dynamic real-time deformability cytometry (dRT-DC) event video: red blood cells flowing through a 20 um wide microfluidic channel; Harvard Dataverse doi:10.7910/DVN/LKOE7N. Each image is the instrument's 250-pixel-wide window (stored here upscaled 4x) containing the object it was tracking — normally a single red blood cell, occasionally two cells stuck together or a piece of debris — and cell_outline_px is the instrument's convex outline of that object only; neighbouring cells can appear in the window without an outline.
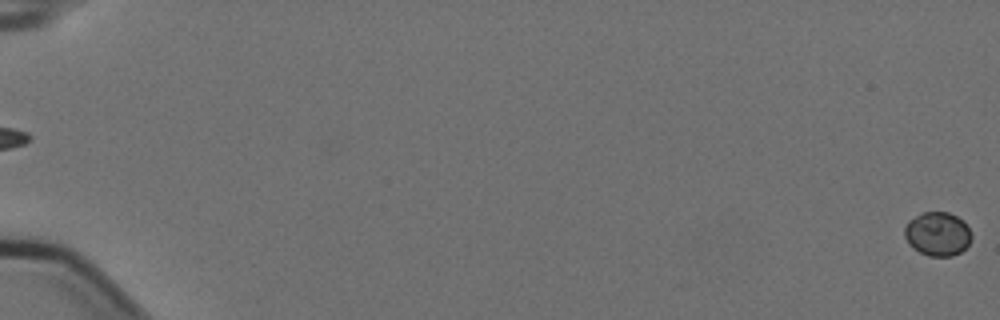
{"species": "Egyptian fruit bat (a non-hibernating species)", "species_latin": "Rousettus aegyptiacus", "temperature_condition": "cold", "stored_images_in_passage": 4, "segment_of_instrument_passage": [2, 2], "camera_frame_rate_fps": 3000, "um_per_image_px": 0.085, "animal": {"sex": "female"}, "frame": {"image": 1, "passage_image": 4, "time_ms": 1.0, "image_size_px": [1000, 320], "cell_outline_px": [[972, 236], [968, 244], [960, 252], [952, 256], [928, 256], [912, 248], [908, 244], [904, 236], [904, 228], [908, 220], [924, 212], [948, 212], [964, 220]], "centroid_in_image_um": [79.67, 19.88], "position_along_channel_um": 5.3, "area_um2": 17.17}}